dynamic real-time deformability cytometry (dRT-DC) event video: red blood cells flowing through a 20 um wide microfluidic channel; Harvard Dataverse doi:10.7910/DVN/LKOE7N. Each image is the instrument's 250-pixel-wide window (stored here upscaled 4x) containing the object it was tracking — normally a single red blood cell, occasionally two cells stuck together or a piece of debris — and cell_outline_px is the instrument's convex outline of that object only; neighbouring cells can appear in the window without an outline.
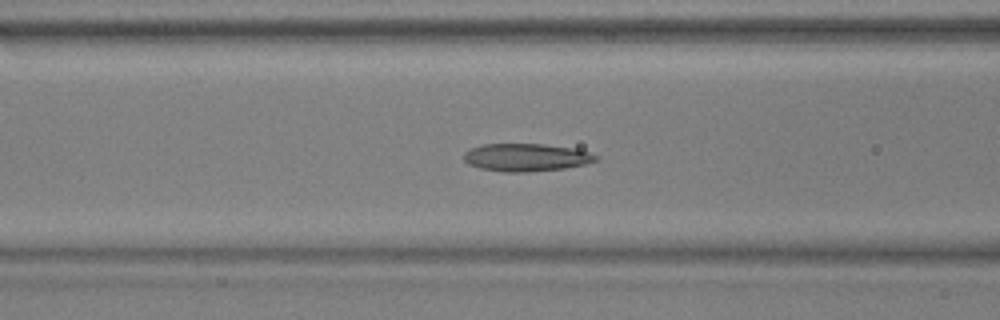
{"species": "common noctule bat (a hibernating species)", "species_latin": "Nyctalus noctula", "temperature_condition": "warm", "stored_images_in_passage": 49, "camera_frame_rate_fps": 3000, "um_per_image_px": 0.085, "animal": {"sex": "male", "body_mass_g": 17.9, "forearm_length_mm": 54.2}, "frame": {"image": 1, "passage_image": 16, "time_ms": 5.0, "image_size_px": [1000, 320], "cell_outline_px": [[600, 156], [596, 160], [584, 164], [564, 168], [528, 172], [504, 172], [480, 168], [468, 164], [464, 160], [464, 152], [468, 148], [484, 144], [544, 144], [576, 148]], "centroid_in_image_um": [44.7, 13.37], "position_along_channel_um": 121.9, "area_um2": 21.44}}
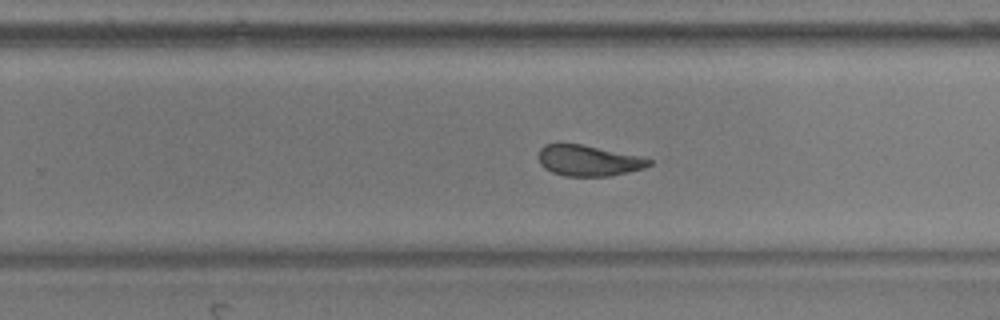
{"frame": {"image": 2, "passage_image": 29, "time_ms": 9.333, "image_size_px": [1000, 320], "cell_outline_px": [[652, 164], [644, 168], [612, 176], [564, 176], [552, 172], [544, 168], [540, 164], [536, 156], [540, 148], [544, 144], [580, 144], [640, 156], [652, 160]], "centroid_in_image_um": [49.98, 13.66], "position_along_channel_um": 279.8, "area_um2": 19.94}}
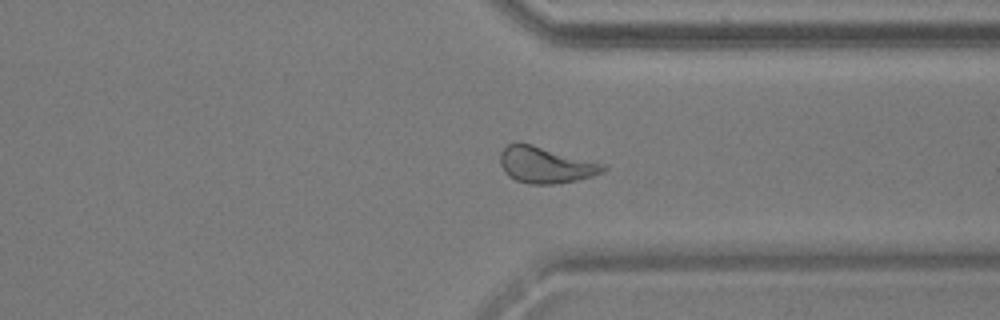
{"frame": {"image": 3, "passage_image": 36, "time_ms": 11.667, "image_size_px": [1000, 320], "cell_outline_px": [[608, 168], [592, 176], [576, 180], [552, 184], [528, 184], [516, 180], [508, 176], [504, 172], [500, 164], [500, 152], [508, 144], [532, 144], [604, 164]], "centroid_in_image_um": [46.34, 14.03], "position_along_channel_um": 365.1, "area_um2": 21.44}, "authors_computed_cell_mechanics": {"area_um2": 21.2704, "velocity_mm_per_s": 3.6465, "shape_relaxation_time_tau1_ms": 4.9278, "shape_relaxation_time_tau2_ms": 1.7193, "deformation_change_tau1": 0.1687, "deformation_change_tau2": 0.0913}}